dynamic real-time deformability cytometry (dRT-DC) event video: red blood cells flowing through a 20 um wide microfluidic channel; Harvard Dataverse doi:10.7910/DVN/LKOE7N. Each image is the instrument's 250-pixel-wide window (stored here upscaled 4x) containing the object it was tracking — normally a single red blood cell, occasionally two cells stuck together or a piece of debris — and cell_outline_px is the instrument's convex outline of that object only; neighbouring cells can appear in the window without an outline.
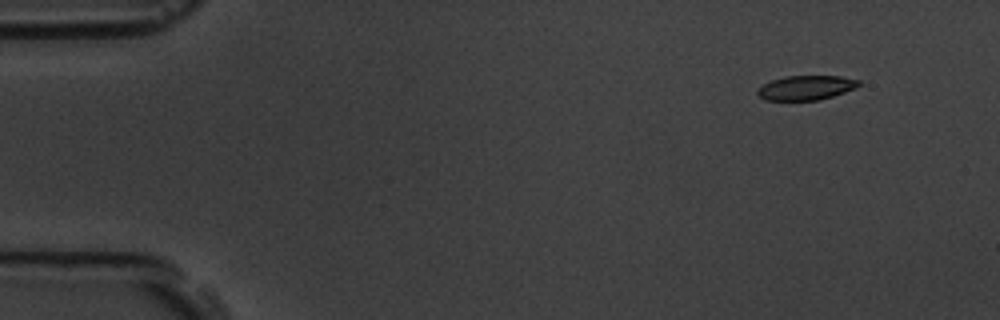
{"species": "common noctule bat (a hibernating species)", "species_latin": "Nyctalus noctula", "temperature_condition": "room temperature", "stored_images_in_passage": 52, "camera_frame_rate_fps": 3000, "um_per_image_px": 0.085, "animal": {"sex": "male", "body_mass_g": 19.5, "forearm_length_mm": 54.6}, "frame": {"image": 1, "passage_image": 1, "time_ms": 0.0, "image_size_px": [1000, 320], "cell_outline_px": [[860, 84], [856, 88], [820, 100], [764, 100], [756, 92], [764, 84], [772, 80], [784, 76], [840, 76], [860, 80]], "centroid_in_image_um": [68.53, 7.45], "position_along_channel_um": 16.5, "area_um2": 14.33}}
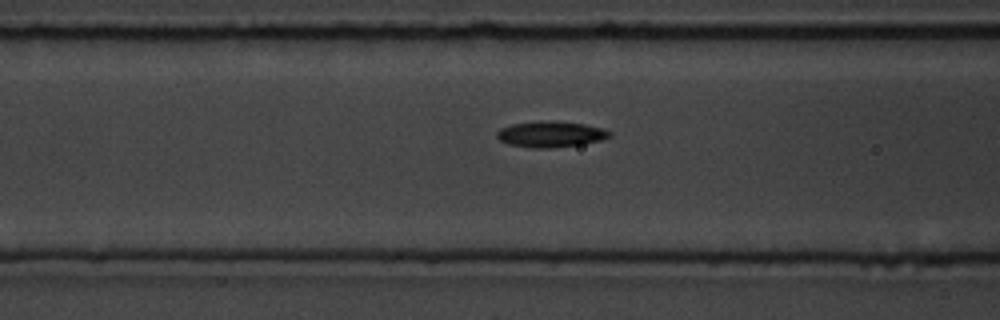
{"frame": {"image": 2, "passage_image": 18, "time_ms": 5.667, "image_size_px": [1000, 320], "cell_outline_px": [[612, 136], [600, 140], [580, 144], [548, 148], [528, 148], [508, 144], [500, 140], [496, 136], [496, 132], [500, 128], [512, 124], [548, 120], [552, 120], [584, 124], [604, 128], [612, 132]], "centroid_in_image_um": [46.8, 11.4], "position_along_channel_um": 119.8, "area_um2": 17.11}}
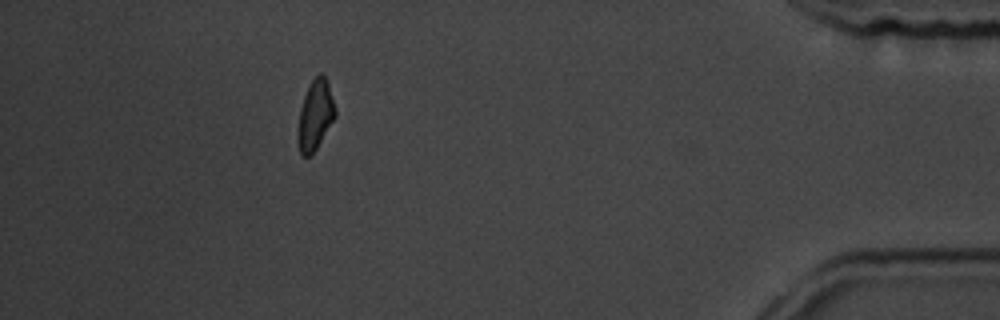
{"frame": {"image": 3, "passage_image": 46, "time_ms": 15.0, "image_size_px": [1000, 320], "cell_outline_px": [[336, 116], [316, 148], [308, 156], [300, 156], [296, 140], [296, 136], [300, 108], [308, 84], [320, 72], [328, 80], [336, 108]], "centroid_in_image_um": [26.78, 9.77], "position_along_channel_um": 408.4, "area_um2": 15.49}, "authors_computed_cell_mechanics": {"area_um2": 15.6638, "velocity_mm_per_s": 3.6696, "shape_relaxation_time_tau1_ms": 1.5684, "shape_relaxation_time_tau2_ms": 4.709, "deformation_change_tau1": 0.1249, "deformation_change_tau2": 0.1221}}